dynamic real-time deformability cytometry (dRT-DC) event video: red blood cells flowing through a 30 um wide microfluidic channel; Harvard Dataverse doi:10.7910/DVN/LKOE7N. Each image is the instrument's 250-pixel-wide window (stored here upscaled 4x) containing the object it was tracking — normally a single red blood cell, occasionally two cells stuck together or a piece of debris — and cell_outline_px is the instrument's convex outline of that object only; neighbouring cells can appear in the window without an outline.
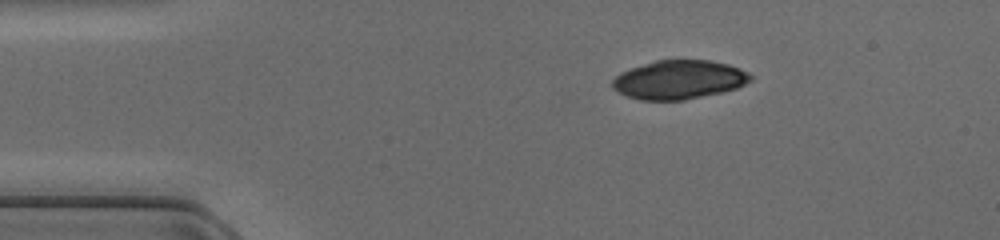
{"species": "common noctule bat (a hibernating species)", "species_latin": "Nyctalus noctula", "temperature_condition": "cold", "stored_images_in_passage": 40, "camera_frame_rate_fps": 3000, "um_per_image_px": 0.085, "animal": {"sex": "female", "body_mass_g": 17.0, "forearm_length_mm": 48.0}, "frame": {"image": 1, "passage_image": 1, "time_ms": 0.0, "image_size_px": [1000, 240], "cell_outline_px": [[752, 80], [736, 88], [720, 92], [684, 100], [640, 100], [628, 96], [612, 88], [612, 80], [620, 72], [656, 60], [708, 60], [728, 64], [740, 68], [748, 72], [752, 76]], "centroid_in_image_um": [57.72, 6.77], "position_along_channel_um": 27.3, "area_um2": 31.04}}